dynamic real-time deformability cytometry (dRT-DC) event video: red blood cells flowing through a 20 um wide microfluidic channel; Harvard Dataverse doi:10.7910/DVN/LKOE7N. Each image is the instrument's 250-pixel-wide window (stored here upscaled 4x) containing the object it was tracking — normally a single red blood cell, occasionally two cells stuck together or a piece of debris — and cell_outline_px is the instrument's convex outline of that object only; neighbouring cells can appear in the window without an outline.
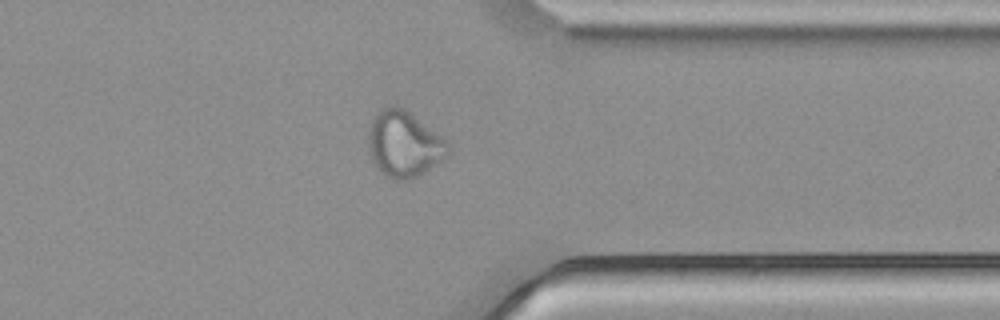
{"species": "common noctule bat (a hibernating species)", "species_latin": "Nyctalus noctula", "temperature_condition": "cold", "stored_images_in_passage": 36, "camera_frame_rate_fps": 3000, "um_per_image_px": 0.085, "animal": {"sex": "male", "body_mass_g": 21.5, "forearm_length_mm": 52.0}, "frame": {"image": 1, "passage_image": 26, "time_ms": 8.333, "image_size_px": [1000, 320], "cell_outline_px": [[452, 148], [444, 156], [428, 168], [416, 176], [408, 180], [396, 180], [384, 176], [376, 168], [368, 152], [368, 132], [372, 120], [376, 112], [392, 104], [404, 108], [452, 144]], "centroid_in_image_um": [34.3, 12.23], "position_along_channel_um": 377.1, "area_um2": 30.58}}